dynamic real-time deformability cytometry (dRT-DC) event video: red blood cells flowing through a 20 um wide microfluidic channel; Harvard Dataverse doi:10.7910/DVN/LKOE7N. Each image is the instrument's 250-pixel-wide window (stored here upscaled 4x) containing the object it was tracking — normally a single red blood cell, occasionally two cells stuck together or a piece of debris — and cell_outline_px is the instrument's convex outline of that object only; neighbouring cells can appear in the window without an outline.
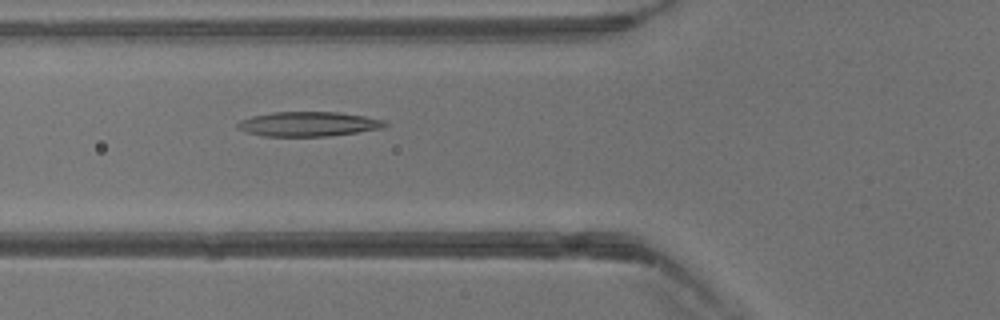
{"species": "common noctule bat (a hibernating species)", "species_latin": "Nyctalus noctula", "temperature_condition": "warm", "stored_images_in_passage": 40, "camera_frame_rate_fps": 3000, "um_per_image_px": 0.085, "animal": {"sex": "male", "body_mass_g": 13.3}, "frame": {"image": 1, "passage_image": 15, "time_ms": 4.667, "image_size_px": [1000, 320], "cell_outline_px": [[388, 124], [384, 128], [328, 136], [264, 136], [248, 132], [236, 128], [236, 124], [240, 120], [252, 116], [272, 112], [336, 112], [364, 116], [384, 120]], "centroid_in_image_um": [26.2, 10.54], "position_along_channel_um": 99.6, "area_um2": 21.04}}
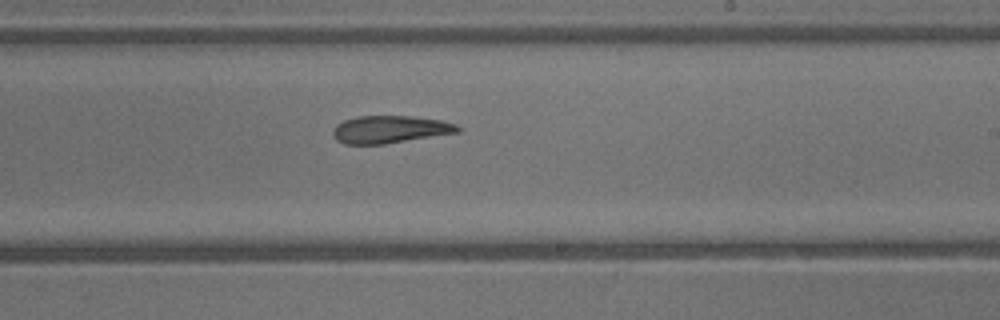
{"frame": {"image": 2, "passage_image": 24, "time_ms": 7.667, "image_size_px": [1000, 320], "cell_outline_px": [[460, 132], [384, 144], [344, 144], [336, 140], [332, 136], [332, 132], [336, 124], [344, 120], [356, 116], [408, 116], [440, 120], [456, 124], [460, 128]], "centroid_in_image_um": [33.11, 11.0], "position_along_channel_um": 255.9, "area_um2": 20.0}}
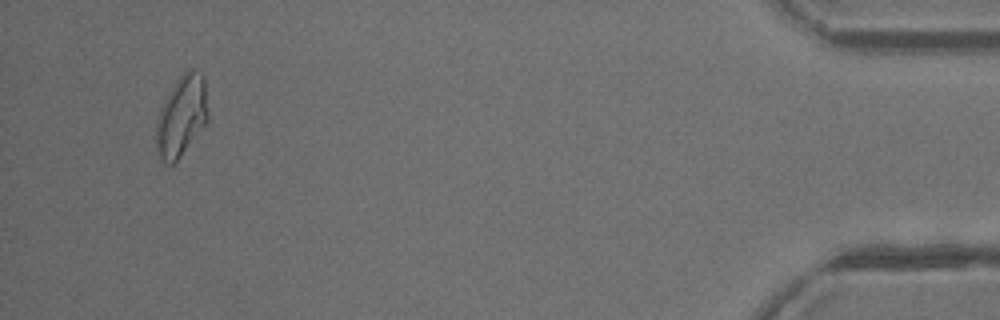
{"frame": {"image": 3, "passage_image": 38, "time_ms": 12.333, "image_size_px": [1000, 320], "cell_outline_px": [[208, 120], [180, 156], [172, 164], [168, 164], [160, 156], [156, 148], [156, 120], [160, 108], [176, 80], [184, 72], [192, 72], [204, 76], [208, 112]], "centroid_in_image_um": [15.42, 9.88], "position_along_channel_um": 419.8, "area_um2": 23.7}}